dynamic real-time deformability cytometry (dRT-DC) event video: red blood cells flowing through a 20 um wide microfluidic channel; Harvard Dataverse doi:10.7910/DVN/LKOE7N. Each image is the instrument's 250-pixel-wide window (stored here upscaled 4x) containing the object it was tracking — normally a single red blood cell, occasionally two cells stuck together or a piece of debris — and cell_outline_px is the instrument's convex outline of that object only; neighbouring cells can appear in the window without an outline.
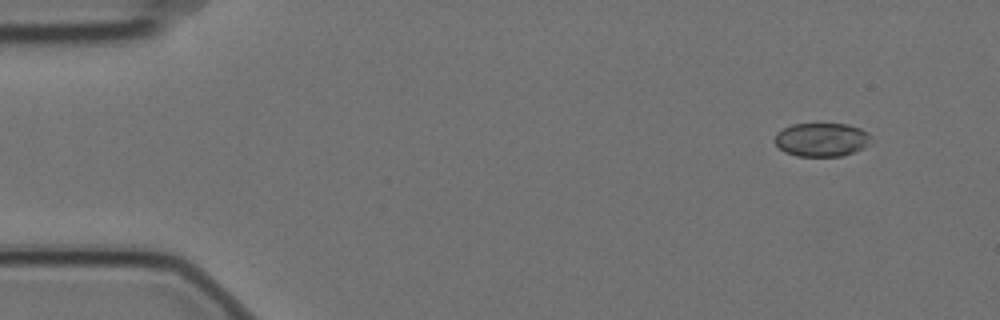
{"species": "Egyptian fruit bat (a non-hibernating species)", "species_latin": "Rousettus aegyptiacus", "temperature_condition": "cold", "stored_images_in_passage": 5, "camera_frame_rate_fps": 3000, "um_per_image_px": 0.085, "animal": {"sex": "female"}, "frame": {"image": 1, "passage_image": 2, "time_ms": 0.333, "image_size_px": [1000, 320], "cell_outline_px": [[872, 144], [864, 148], [840, 156], [796, 156], [784, 152], [772, 140], [776, 132], [792, 124], [848, 124], [860, 128], [868, 132], [872, 136]], "centroid_in_image_um": [69.85, 11.87], "position_along_channel_um": 15.1, "area_um2": 19.19}}